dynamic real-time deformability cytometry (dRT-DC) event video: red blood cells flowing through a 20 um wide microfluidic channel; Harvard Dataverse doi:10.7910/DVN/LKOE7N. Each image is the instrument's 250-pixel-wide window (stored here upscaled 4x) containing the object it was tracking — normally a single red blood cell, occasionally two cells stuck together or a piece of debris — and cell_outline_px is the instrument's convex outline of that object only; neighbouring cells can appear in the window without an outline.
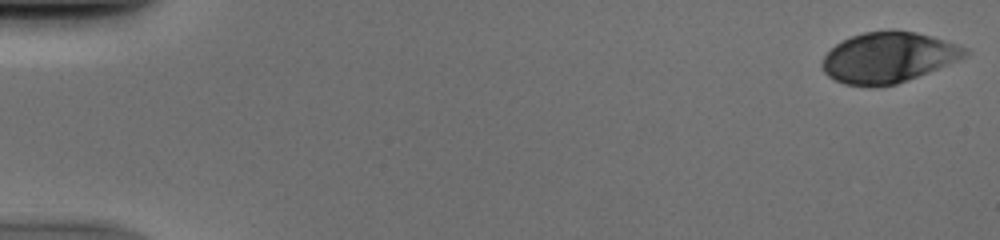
{"species": "human", "species_latin": "Homo sapiens", "temperature_condition": "cold", "stored_images_in_passage": 52, "camera_frame_rate_fps": 3000, "um_per_image_px": 0.085, "donor": {"sex": "male"}, "frame": {"image": 1, "passage_image": 1, "time_ms": 0.0, "image_size_px": [1000, 240], "cell_outline_px": [[968, 56], [928, 72], [896, 84], [876, 88], [872, 88], [844, 84], [828, 76], [824, 72], [820, 64], [824, 56], [836, 44], [852, 36], [864, 32], [888, 28], [892, 28], [916, 32], [932, 36], [968, 48]], "centroid_in_image_um": [75.49, 4.88], "position_along_channel_um": 9.5, "area_um2": 42.54}}
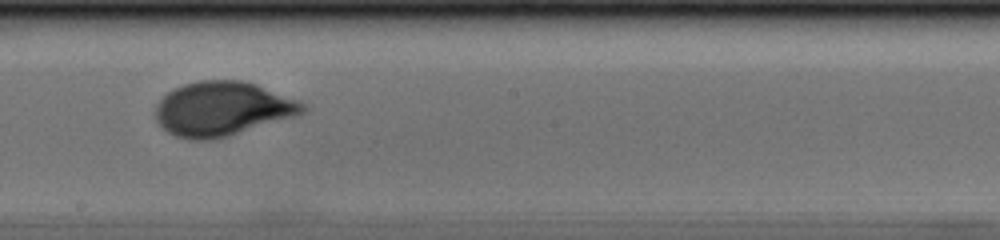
{"frame": {"image": 2, "passage_image": 30, "time_ms": 9.667, "image_size_px": [1000, 240], "cell_outline_px": [[308, 112], [300, 116], [216, 140], [188, 140], [176, 136], [168, 132], [156, 120], [156, 104], [168, 92], [184, 84], [200, 80], [244, 80], [256, 84], [308, 104]], "centroid_in_image_um": [18.98, 9.27], "position_along_channel_um": 229.2, "area_um2": 47.22}}
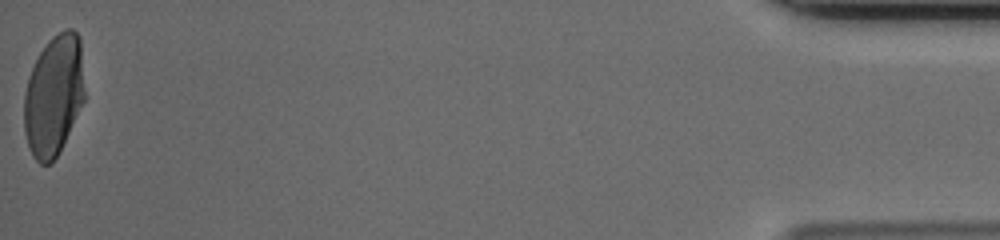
{"frame": {"image": 3, "passage_image": 52, "time_ms": 17.0, "image_size_px": [1000, 240], "cell_outline_px": [[84, 100], [52, 164], [40, 164], [32, 156], [24, 132], [24, 92], [28, 76], [40, 52], [48, 40], [52, 36], [64, 28], [72, 28], [76, 32], [80, 40], [84, 88]], "centroid_in_image_um": [4.54, 8.08], "position_along_channel_um": 430.7, "area_um2": 42.43}}